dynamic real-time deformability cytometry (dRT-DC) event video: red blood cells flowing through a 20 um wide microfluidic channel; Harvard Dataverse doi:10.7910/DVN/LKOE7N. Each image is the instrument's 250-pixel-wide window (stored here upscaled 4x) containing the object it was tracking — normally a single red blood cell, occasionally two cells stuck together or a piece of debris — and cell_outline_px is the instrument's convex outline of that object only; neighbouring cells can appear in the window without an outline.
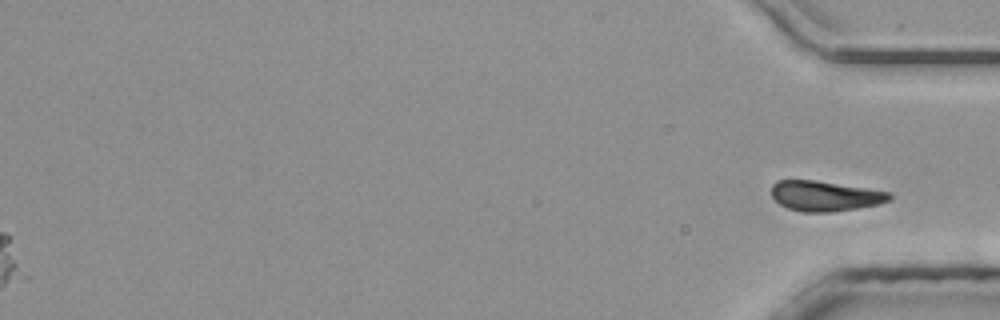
{"species": "common noctule bat (a hibernating species)", "species_latin": "Nyctalus noctula", "temperature_condition": "room temperature", "stored_images_in_passage": 39, "segment_of_instrument_passage": [2, 2], "camera_frame_rate_fps": 3000, "um_per_image_px": 0.085, "animal": {"sex": "male", "body_mass_g": 20.4}, "frame": {"image": 1, "passage_image": 39, "time_ms": 12.667, "image_size_px": [1000, 320], "cell_outline_px": [[892, 200], [880, 204], [832, 212], [800, 212], [788, 208], [780, 204], [772, 196], [772, 184], [776, 180], [816, 180], [892, 192]], "centroid_in_image_um": [70.15, 16.65], "position_along_channel_um": 365.0, "area_um2": 20.92}}